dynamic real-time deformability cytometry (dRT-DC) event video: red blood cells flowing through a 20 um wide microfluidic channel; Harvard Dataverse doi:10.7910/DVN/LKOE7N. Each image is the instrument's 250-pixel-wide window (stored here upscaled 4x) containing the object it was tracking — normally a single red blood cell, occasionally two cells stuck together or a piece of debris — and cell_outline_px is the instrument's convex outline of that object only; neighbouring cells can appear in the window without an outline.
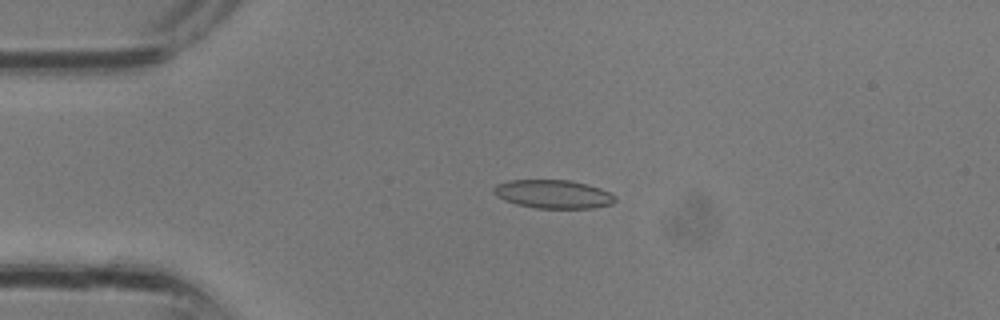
{"species": "common noctule bat (a hibernating species)", "species_latin": "Nyctalus noctula", "temperature_condition": "room temperature", "stored_images_in_passage": 18, "camera_frame_rate_fps": 3000, "um_per_image_px": 0.085, "animal": {"sex": "male", "body_mass_g": 13.3}, "frame": {"image": 1, "passage_image": 8, "time_ms": 2.333, "image_size_px": [1000, 320], "cell_outline_px": [[616, 200], [612, 204], [592, 208], [536, 208], [516, 204], [504, 200], [496, 196], [492, 192], [492, 188], [496, 184], [508, 180], [568, 180], [600, 188], [616, 196]], "centroid_in_image_um": [46.98, 16.5], "position_along_channel_um": 38.0, "area_um2": 20.17}}
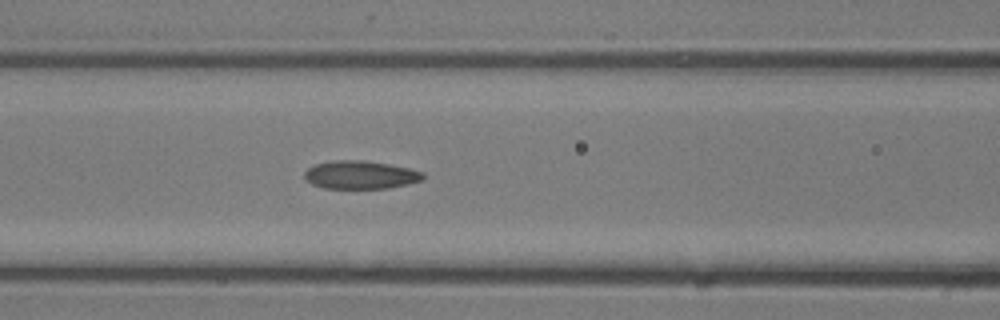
{"frame": {"image": 2, "passage_image": 14, "time_ms": 4.333, "image_size_px": [1000, 320], "cell_outline_px": [[424, 180], [408, 184], [388, 188], [324, 188], [312, 184], [304, 176], [304, 172], [308, 168], [316, 164], [336, 160], [364, 160], [388, 164], [408, 168], [424, 172]], "centroid_in_image_um": [30.66, 14.86], "position_along_channel_um": 135.9, "area_um2": 19.36}}
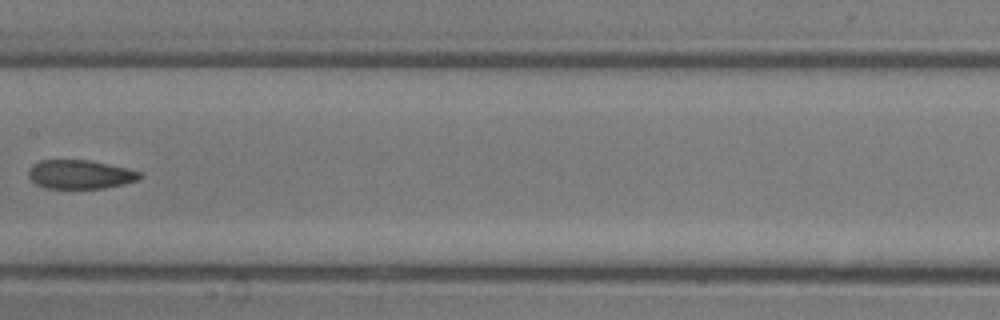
{"frame": {"image": 3, "passage_image": 17, "time_ms": 5.333, "image_size_px": [1000, 320], "cell_outline_px": [[144, 176], [140, 180], [124, 184], [104, 188], [48, 188], [36, 184], [28, 176], [28, 168], [32, 164], [40, 160], [88, 160], [128, 168], [140, 172]], "centroid_in_image_um": [6.83, 14.82], "position_along_channel_um": 200.6, "area_um2": 18.84}}